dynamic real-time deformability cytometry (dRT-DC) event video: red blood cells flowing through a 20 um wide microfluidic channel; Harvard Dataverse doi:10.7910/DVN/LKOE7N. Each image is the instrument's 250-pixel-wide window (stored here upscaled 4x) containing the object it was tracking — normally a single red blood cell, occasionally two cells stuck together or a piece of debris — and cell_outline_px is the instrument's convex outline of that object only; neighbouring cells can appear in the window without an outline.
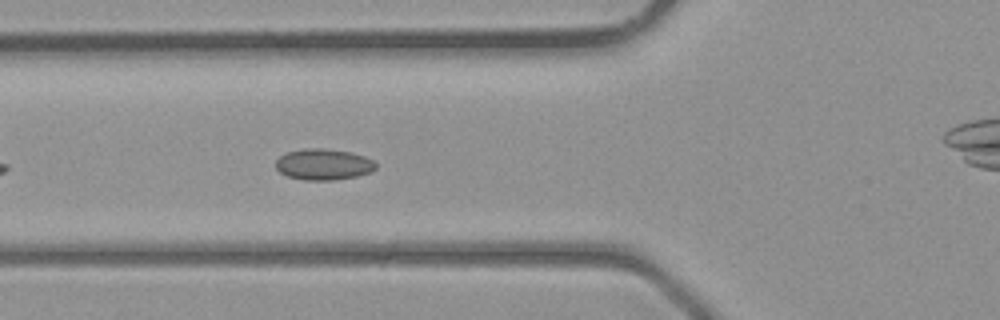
{"species": "common noctule bat (a hibernating species)", "species_latin": "Nyctalus noctula", "temperature_condition": "room temperature", "stored_images_in_passage": 30, "camera_frame_rate_fps": 3000, "um_per_image_px": 0.085, "animal": {"sex": "male", "body_mass_g": 23.1, "forearm_length_mm": 52.7}, "frame": {"image": 1, "passage_image": 5, "time_ms": 1.333, "image_size_px": [1000, 320], "cell_outline_px": [[376, 168], [372, 172], [356, 176], [332, 180], [304, 180], [288, 176], [280, 172], [276, 168], [276, 160], [280, 156], [288, 152], [304, 148], [324, 148], [352, 152], [364, 156], [372, 160], [376, 164]], "centroid_in_image_um": [27.5, 13.97], "position_along_channel_um": 98.3, "area_um2": 18.15}}
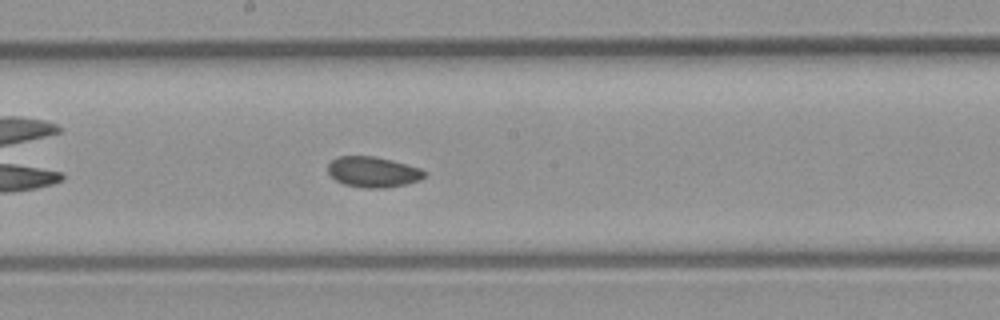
{"frame": {"image": 2, "passage_image": 12, "time_ms": 3.667, "image_size_px": [1000, 320], "cell_outline_px": [[428, 172], [420, 180], [404, 184], [384, 188], [364, 188], [344, 184], [336, 180], [328, 172], [328, 164], [332, 160], [340, 156], [372, 156], [392, 160], [420, 168]], "centroid_in_image_um": [31.71, 14.61], "position_along_channel_um": 216.5, "area_um2": 17.11}}
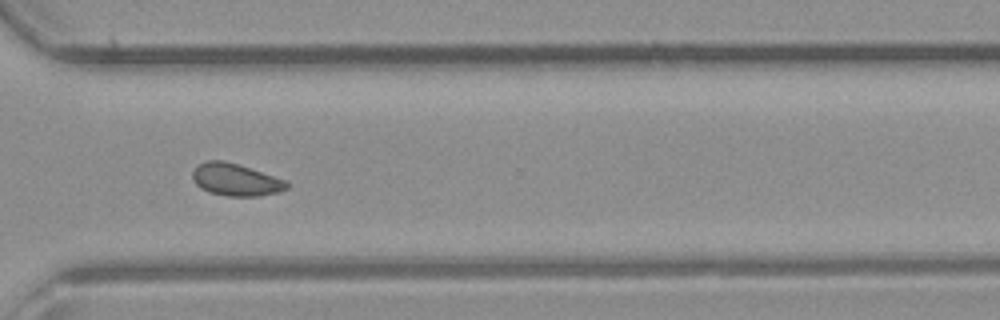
{"frame": {"image": 3, "passage_image": 20, "time_ms": 6.333, "image_size_px": [1000, 320], "cell_outline_px": [[292, 184], [288, 188], [280, 192], [260, 196], [228, 196], [208, 192], [200, 188], [196, 184], [192, 176], [192, 172], [200, 164], [208, 160], [224, 160], [288, 180]], "centroid_in_image_um": [20.09, 15.29], "position_along_channel_um": 350.5, "area_um2": 17.86}}